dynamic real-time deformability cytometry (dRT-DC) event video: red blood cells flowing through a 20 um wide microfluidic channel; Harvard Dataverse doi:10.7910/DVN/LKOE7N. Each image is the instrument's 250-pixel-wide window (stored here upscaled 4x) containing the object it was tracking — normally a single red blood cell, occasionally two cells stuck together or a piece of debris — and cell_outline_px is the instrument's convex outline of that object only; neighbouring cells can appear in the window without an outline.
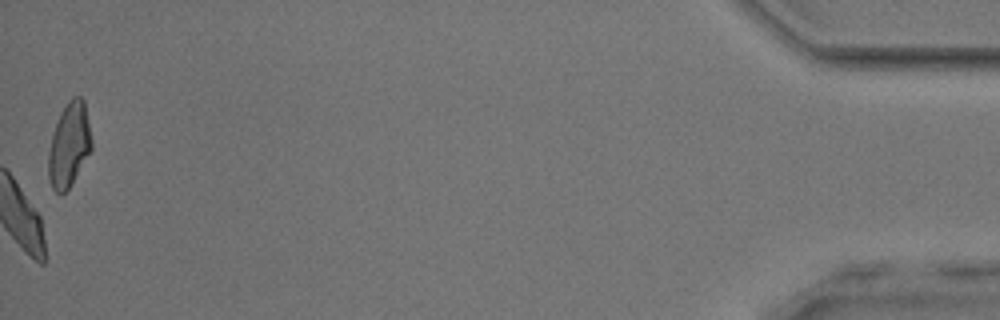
{"species": "common noctule bat (a hibernating species)", "species_latin": "Nyctalus noctula", "temperature_condition": "room temperature", "stored_images_in_passage": 50, "camera_frame_rate_fps": 3000, "um_per_image_px": 0.085, "animal": {"sex": "male", "body_mass_g": 17.9, "forearm_length_mm": 54.2}, "frame": {"image": 1, "passage_image": 50, "time_ms": 16.333, "image_size_px": [1000, 320], "cell_outline_px": [[92, 148], [68, 188], [64, 192], [56, 192], [52, 188], [48, 176], [48, 152], [52, 136], [60, 112], [68, 100], [72, 96], [80, 96], [84, 100], [92, 140]], "centroid_in_image_um": [5.87, 12.27], "position_along_channel_um": 429.3, "area_um2": 20.87}, "authors_computed_cell_mechanics": {"area_um2": 21.1259, "velocity_mm_per_s": 3.8826, "shape_relaxation_time_tau1_ms": 4.9858, "shape_relaxation_time_tau2_ms": 2.1208, "deformation_change_tau1": 0.1258, "deformation_change_tau2": 0.0863}}